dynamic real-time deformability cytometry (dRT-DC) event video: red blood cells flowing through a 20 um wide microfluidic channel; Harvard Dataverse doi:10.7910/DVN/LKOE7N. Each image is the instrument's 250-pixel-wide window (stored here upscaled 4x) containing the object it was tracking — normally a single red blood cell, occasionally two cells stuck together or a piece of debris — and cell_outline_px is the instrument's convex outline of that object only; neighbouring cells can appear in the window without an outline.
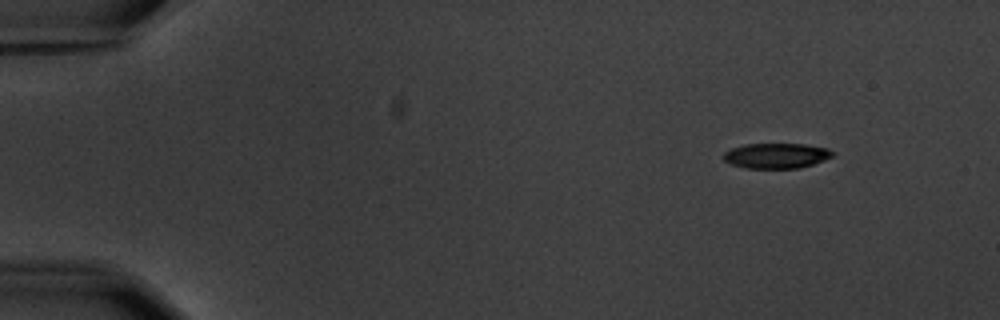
{"species": "common noctule bat (a hibernating species)", "species_latin": "Nyctalus noctula", "temperature_condition": "warm", "stored_images_in_passage": 6, "camera_frame_rate_fps": 3000, "um_per_image_px": 0.085, "animal": {"sex": "male", "body_mass_g": 20.1, "forearm_length_mm": 53.5}, "frame": {"image": 1, "passage_image": 1, "time_ms": 0.0, "image_size_px": [1000, 320], "cell_outline_px": [[836, 152], [832, 156], [824, 160], [800, 168], [744, 168], [732, 164], [724, 160], [720, 156], [724, 152], [732, 148], [744, 144], [804, 144], [828, 148]], "centroid_in_image_um": [65.97, 13.23], "position_along_channel_um": 19.0, "area_um2": 16.13}}
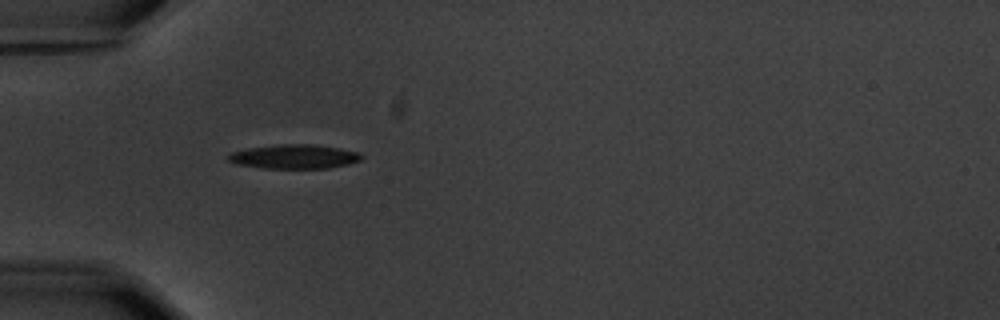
{"frame": {"image": 2, "passage_image": 4, "time_ms": 4.0, "image_size_px": [1000, 320], "cell_outline_px": [[364, 156], [360, 160], [348, 164], [328, 168], [260, 168], [236, 164], [228, 160], [228, 156], [232, 152], [248, 148], [280, 144], [316, 144], [340, 148], [360, 152]], "centroid_in_image_um": [25.04, 13.31], "position_along_channel_um": 60.0, "area_um2": 18.84}}
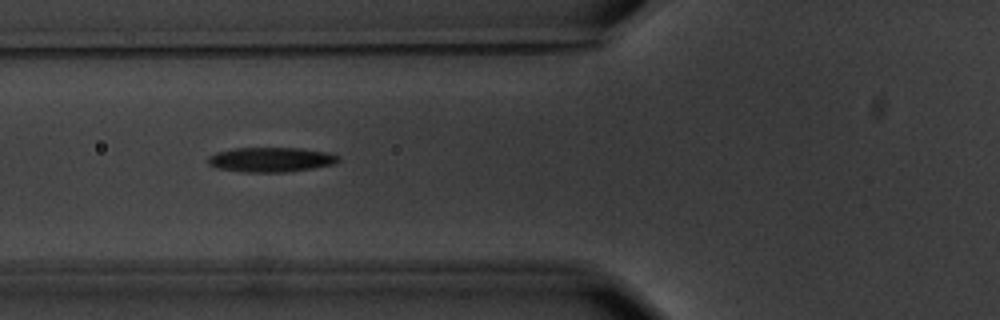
{"frame": {"image": 3, "passage_image": 5, "time_ms": 5.333, "image_size_px": [1000, 320], "cell_outline_px": [[340, 160], [332, 164], [312, 168], [284, 172], [244, 172], [216, 168], [208, 164], [208, 156], [216, 152], [236, 148], [300, 148], [328, 152], [340, 156]], "centroid_in_image_um": [23.01, 13.56], "position_along_channel_um": 102.8, "area_um2": 18.73}}